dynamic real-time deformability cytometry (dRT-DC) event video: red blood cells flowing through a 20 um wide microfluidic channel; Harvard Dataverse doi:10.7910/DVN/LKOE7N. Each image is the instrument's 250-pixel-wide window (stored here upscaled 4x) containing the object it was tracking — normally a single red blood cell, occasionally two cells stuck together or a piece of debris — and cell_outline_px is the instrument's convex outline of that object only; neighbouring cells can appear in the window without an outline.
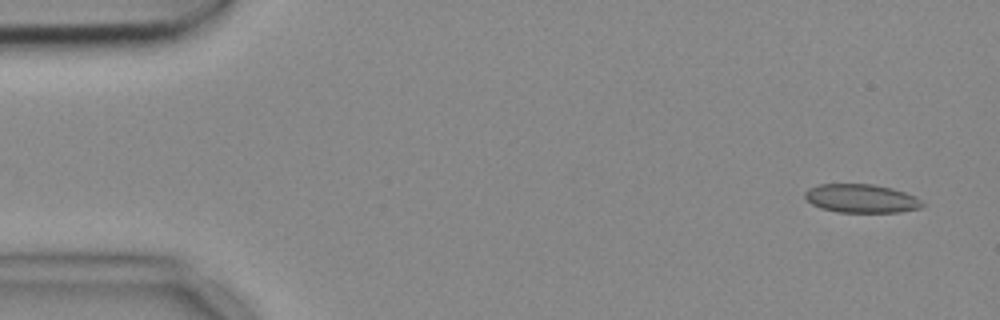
{"species": "common noctule bat (a hibernating species)", "species_latin": "Nyctalus noctula", "temperature_condition": "cold", "stored_images_in_passage": 54, "camera_frame_rate_fps": 3000, "um_per_image_px": 0.085, "animal": {"sex": "female", "body_mass_g": 18.4}, "frame": {"image": 1, "passage_image": 3, "time_ms": 0.667, "image_size_px": [1000, 320], "cell_outline_px": [[924, 204], [920, 208], [900, 212], [836, 212], [820, 208], [812, 204], [804, 196], [804, 192], [808, 188], [820, 184], [872, 184], [892, 188], [916, 196]], "centroid_in_image_um": [73.19, 16.87], "position_along_channel_um": 11.8, "area_um2": 19.59}}
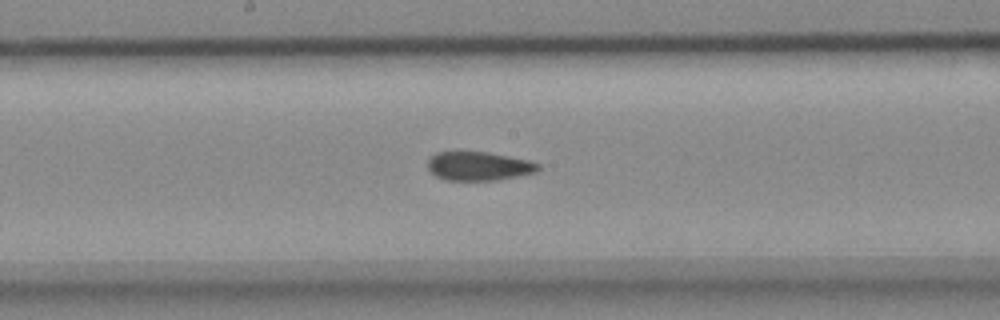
{"frame": {"image": 2, "passage_image": 28, "time_ms": 9.0, "image_size_px": [1000, 320], "cell_outline_px": [[540, 168], [536, 172], [500, 180], [444, 180], [436, 176], [428, 168], [428, 160], [436, 152], [488, 152], [528, 160], [540, 164]], "centroid_in_image_um": [40.71, 14.12], "position_along_channel_um": 207.5, "area_um2": 18.5}}
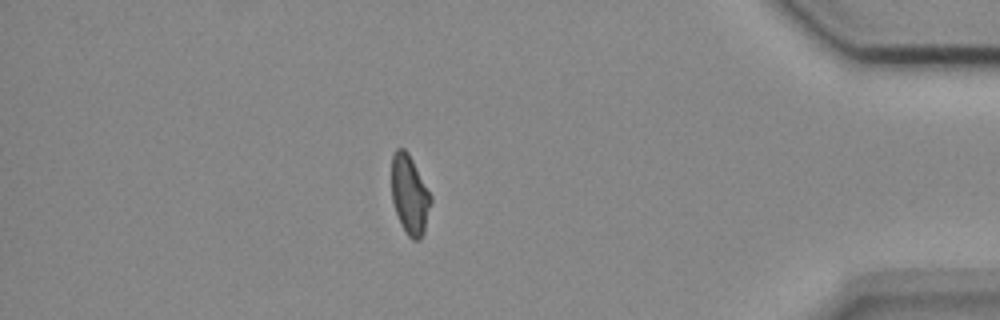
{"frame": {"image": 3, "passage_image": 47, "time_ms": 15.333, "image_size_px": [1000, 320], "cell_outline_px": [[432, 200], [424, 232], [420, 240], [412, 240], [408, 236], [400, 224], [392, 200], [392, 156], [396, 148], [404, 148], [408, 152], [432, 196]], "centroid_in_image_um": [34.83, 16.57], "position_along_channel_um": 400.4, "area_um2": 18.15}, "authors_computed_cell_mechanics": {"area_um2": 19.2763, "velocity_mm_per_s": 3.6843, "shape_relaxation_time_tau1_ms": null, "shape_relaxation_time_tau2_ms": 2.0265, "deformation_change_tau1": null, "deformation_change_tau2": 0.0772}}